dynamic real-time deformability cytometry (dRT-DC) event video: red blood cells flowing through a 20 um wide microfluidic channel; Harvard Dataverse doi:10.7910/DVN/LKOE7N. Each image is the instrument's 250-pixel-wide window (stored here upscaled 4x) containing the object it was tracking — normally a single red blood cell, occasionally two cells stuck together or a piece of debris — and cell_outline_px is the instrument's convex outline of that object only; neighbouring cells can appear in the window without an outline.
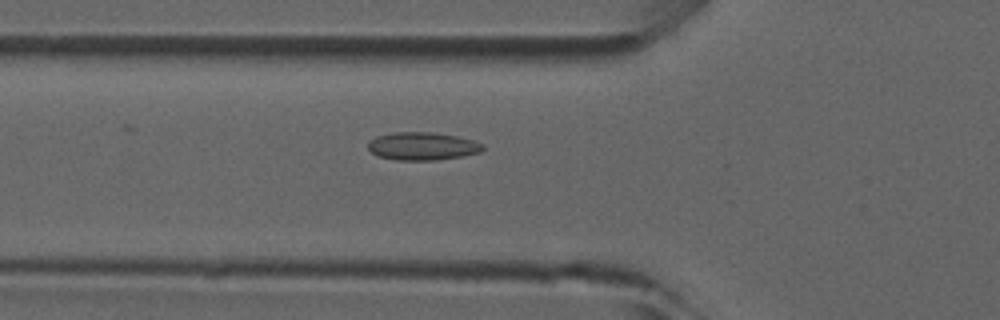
{"species": "common noctule bat (a hibernating species)", "species_latin": "Nyctalus noctula", "temperature_condition": "room temperature", "stored_images_in_passage": 23, "camera_frame_rate_fps": 3000, "um_per_image_px": 0.085, "animal": {"sex": "male", "forearm_length_mm": 52.5}, "frame": {"image": 1, "passage_image": 10, "time_ms": 3.0, "image_size_px": [1000, 320], "cell_outline_px": [[484, 148], [480, 152], [464, 156], [436, 160], [396, 160], [376, 156], [368, 148], [368, 144], [376, 136], [392, 132], [432, 132], [456, 136], [472, 140], [484, 144]], "centroid_in_image_um": [35.91, 12.43], "position_along_channel_um": 89.9, "area_um2": 18.73}}
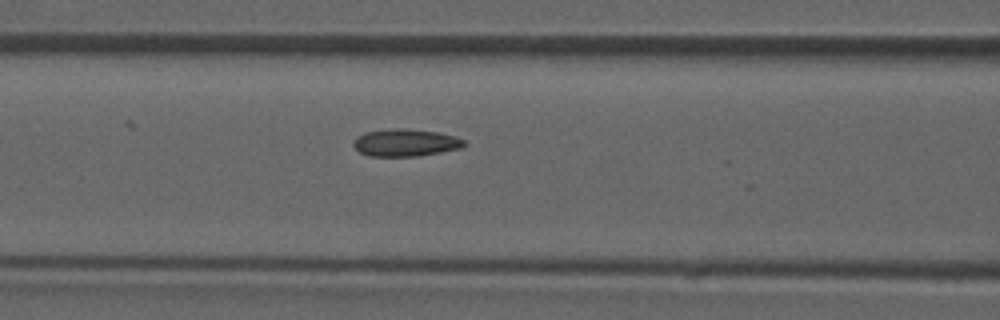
{"frame": {"image": 2, "passage_image": 13, "time_ms": 4.0, "image_size_px": [1000, 320], "cell_outline_px": [[468, 144], [460, 148], [420, 156], [368, 156], [360, 152], [352, 144], [356, 136], [364, 132], [388, 128], [404, 128], [436, 132], [456, 136], [464, 140]], "centroid_in_image_um": [34.45, 12.12], "position_along_channel_um": 132.2, "area_um2": 17.8}}